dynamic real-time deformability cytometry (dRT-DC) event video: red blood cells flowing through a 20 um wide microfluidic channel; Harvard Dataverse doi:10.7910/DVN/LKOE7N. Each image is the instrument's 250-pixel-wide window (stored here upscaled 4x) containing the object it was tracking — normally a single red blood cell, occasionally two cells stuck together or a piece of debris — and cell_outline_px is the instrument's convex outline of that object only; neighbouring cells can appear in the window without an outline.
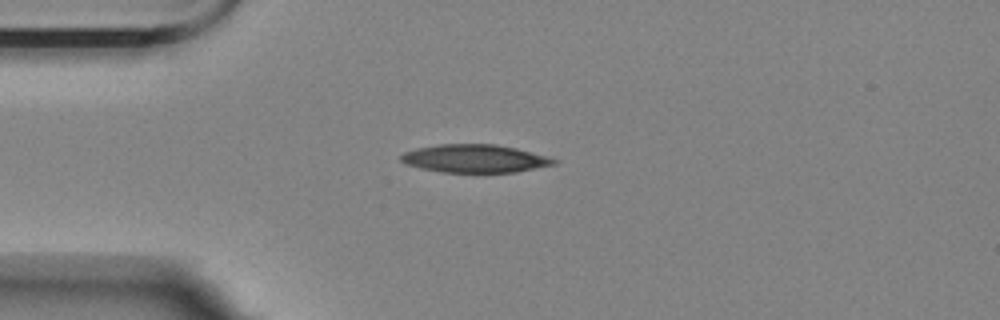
{"species": "Egyptian fruit bat (a non-hibernating species)", "species_latin": "Rousettus aegyptiacus", "temperature_condition": "room temperature", "stored_images_in_passage": 44, "camera_frame_rate_fps": 3000, "um_per_image_px": 0.085, "animal": {"sex": "female"}, "frame": {"image": 1, "passage_image": 1, "time_ms": 0.0, "image_size_px": [1000, 320], "cell_outline_px": [[560, 160], [556, 164], [516, 172], [440, 172], [420, 168], [404, 164], [400, 160], [400, 156], [404, 152], [416, 148], [440, 144], [496, 144], [516, 148]], "centroid_in_image_um": [40.33, 13.48], "position_along_channel_um": 44.7, "area_um2": 25.03}}
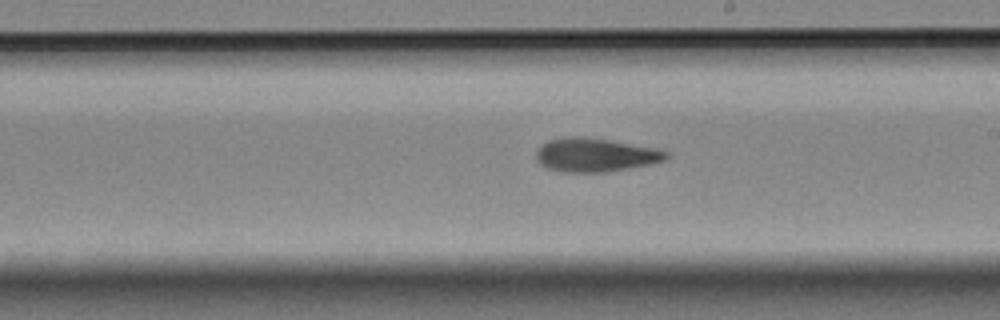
{"frame": {"image": 2, "passage_image": 19, "time_ms": 6.0, "image_size_px": [1000, 320], "cell_outline_px": [[672, 156], [664, 160], [648, 164], [608, 172], [560, 172], [548, 168], [540, 164], [536, 156], [536, 152], [548, 140], [572, 136], [576, 136], [608, 140], [660, 148], [668, 152]], "centroid_in_image_um": [50.65, 13.17], "position_along_channel_um": 238.4, "area_um2": 25.37}}
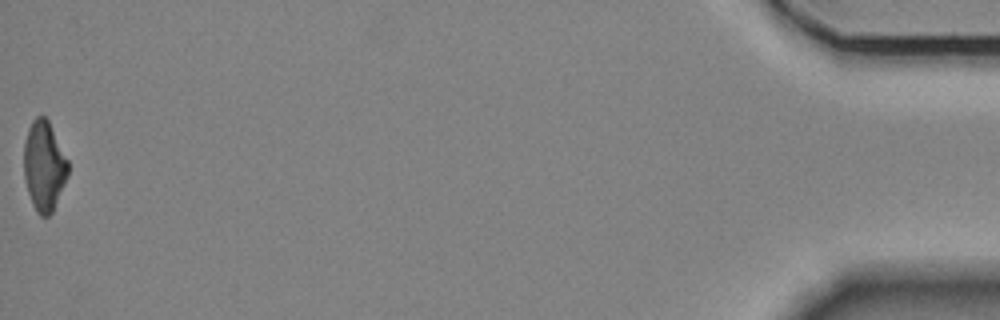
{"frame": {"image": 3, "passage_image": 44, "time_ms": 14.333, "image_size_px": [1000, 320], "cell_outline_px": [[68, 176], [52, 212], [48, 216], [40, 216], [36, 212], [32, 204], [28, 192], [24, 176], [24, 140], [28, 128], [32, 120], [36, 116], [44, 116], [48, 120], [68, 160]], "centroid_in_image_um": [3.74, 14.1], "position_along_channel_um": 431.5, "area_um2": 23.12}, "authors_computed_cell_mechanics": {"area_um2": 25.0274, "velocity_mm_per_s": 3.4839, "shape_relaxation_time_tau1_ms": 7.6964, "shape_relaxation_time_tau2_ms": null, "deformation_change_tau1": 0.2008, "deformation_change_tau2": null}}